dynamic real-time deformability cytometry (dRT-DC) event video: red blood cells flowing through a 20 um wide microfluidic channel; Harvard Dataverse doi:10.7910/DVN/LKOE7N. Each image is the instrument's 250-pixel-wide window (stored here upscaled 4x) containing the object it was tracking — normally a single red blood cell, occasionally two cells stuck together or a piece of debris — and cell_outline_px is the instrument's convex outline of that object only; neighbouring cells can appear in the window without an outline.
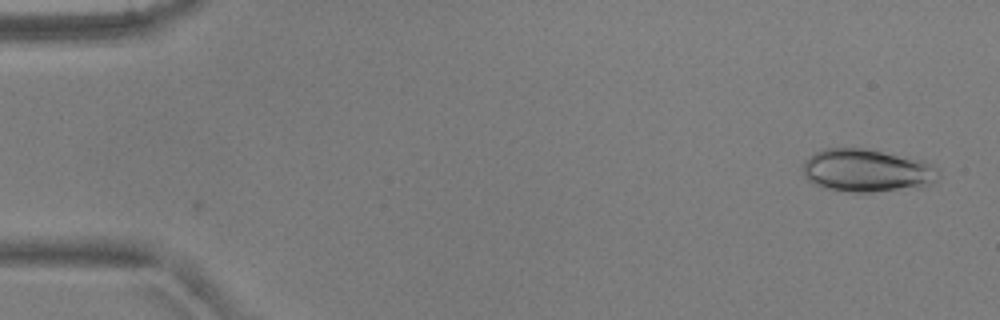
{"species": "common noctule bat (a hibernating species)", "species_latin": "Nyctalus noctula", "temperature_condition": "warm", "stored_images_in_passage": 5, "camera_frame_rate_fps": 3000, "um_per_image_px": 0.085, "animal": {"sex": "male", "body_mass_g": 17.9, "forearm_length_mm": 54.2}, "frame": {"image": 1, "passage_image": 1, "time_ms": 0.0, "image_size_px": [1000, 320], "cell_outline_px": [[940, 168], [936, 180], [928, 184], [916, 188], [872, 192], [852, 192], [828, 188], [816, 184], [808, 180], [804, 176], [800, 168], [804, 160], [816, 152], [824, 148], [864, 148], [924, 160]], "centroid_in_image_um": [73.68, 14.49], "position_along_channel_um": 11.3, "area_um2": 34.1}}